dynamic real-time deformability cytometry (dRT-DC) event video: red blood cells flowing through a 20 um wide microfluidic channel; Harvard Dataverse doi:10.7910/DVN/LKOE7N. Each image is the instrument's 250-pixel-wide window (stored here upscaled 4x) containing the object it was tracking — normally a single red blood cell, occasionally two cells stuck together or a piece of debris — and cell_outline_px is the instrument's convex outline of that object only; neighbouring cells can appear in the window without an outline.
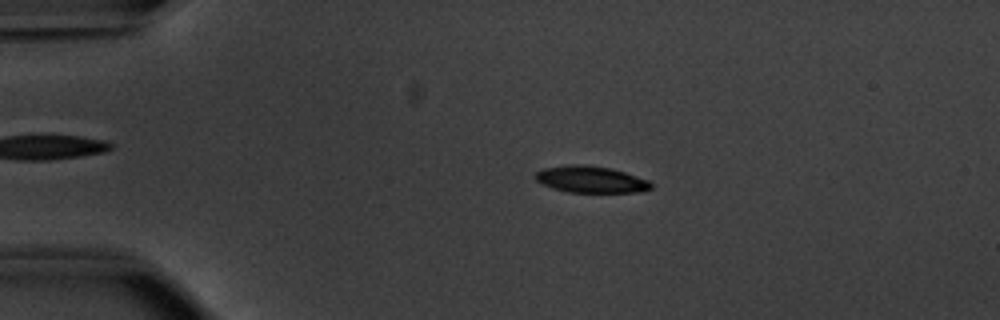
{"species": "common noctule bat (a hibernating species)", "species_latin": "Nyctalus noctula", "temperature_condition": "warm", "stored_images_in_passage": 53, "camera_frame_rate_fps": 3000, "um_per_image_px": 0.085, "animal": {"sex": "male", "body_mass_g": 20.1, "forearm_length_mm": 53.5}, "frame": {"image": 1, "passage_image": 11, "time_ms": 3.333, "image_size_px": [1000, 320], "cell_outline_px": [[652, 188], [636, 192], [568, 192], [552, 188], [540, 184], [532, 176], [536, 172], [544, 168], [568, 164], [584, 164], [612, 168], [648, 180], [652, 184]], "centroid_in_image_um": [50.16, 15.24], "position_along_channel_um": 34.8, "area_um2": 18.09}}
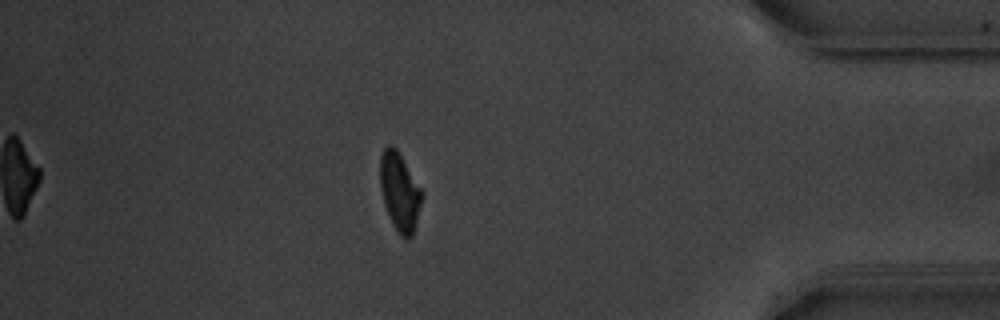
{"frame": {"image": 2, "passage_image": 46, "time_ms": 15.0, "image_size_px": [1000, 320], "cell_outline_px": [[424, 192], [412, 236], [408, 240], [404, 240], [400, 236], [392, 224], [388, 216], [384, 204], [380, 188], [380, 156], [384, 148], [388, 144], [392, 144], [396, 148]], "centroid_in_image_um": [33.96, 16.31], "position_along_channel_um": 401.2, "area_um2": 19.25}}
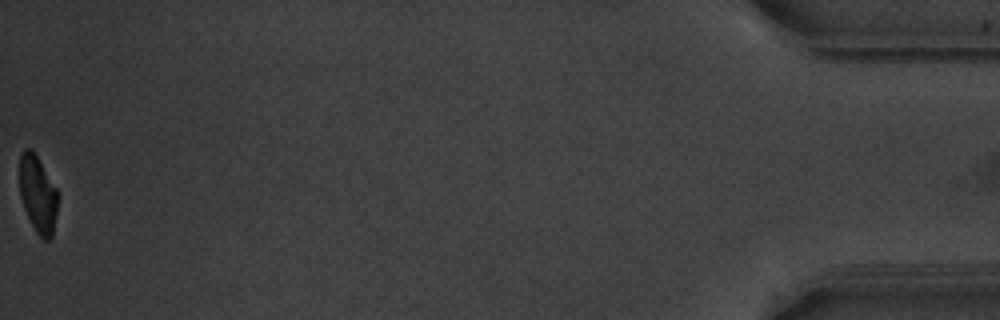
{"frame": {"image": 3, "passage_image": 53, "time_ms": 17.333, "image_size_px": [1000, 320], "cell_outline_px": [[60, 196], [52, 236], [48, 240], [44, 240], [36, 232], [24, 208], [20, 196], [20, 156], [24, 148], [32, 148], [56, 188]], "centroid_in_image_um": [3.24, 16.5], "position_along_channel_um": 432.0, "area_um2": 17.22}, "authors_computed_cell_mechanics": {"area_um2": 18.785, "velocity_mm_per_s": 3.8341, "shape_relaxation_time_tau1_ms": 2.6032, "shape_relaxation_time_tau2_ms": 3.7699, "deformation_change_tau1": 0.1567, "deformation_change_tau2": 0.0731}}